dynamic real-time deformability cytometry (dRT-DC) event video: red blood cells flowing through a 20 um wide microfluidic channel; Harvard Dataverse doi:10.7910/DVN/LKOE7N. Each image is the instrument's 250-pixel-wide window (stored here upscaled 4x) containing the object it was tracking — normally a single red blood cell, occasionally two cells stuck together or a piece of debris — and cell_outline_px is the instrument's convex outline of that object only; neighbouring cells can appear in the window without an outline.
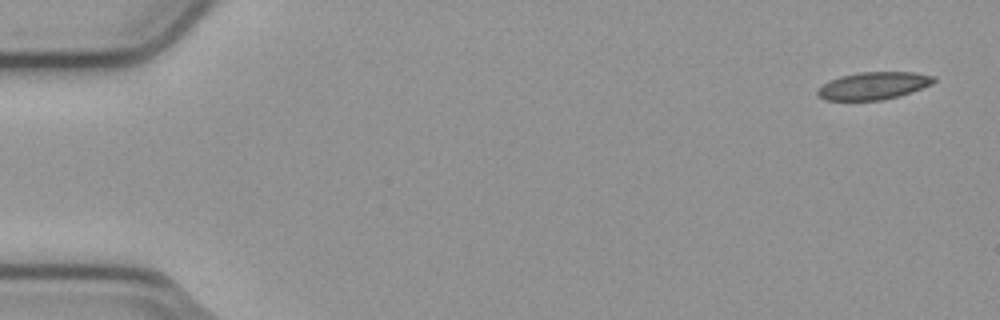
{"species": "common noctule bat (a hibernating species)", "species_latin": "Nyctalus noctula", "temperature_condition": "cold", "stored_images_in_passage": 16, "camera_frame_rate_fps": 3000, "um_per_image_px": 0.085, "animal": {"sex": "male", "body_mass_g": 23.1, "forearm_length_mm": 52.7}, "frame": {"image": 1, "passage_image": 1, "time_ms": 0.0, "image_size_px": [1000, 320], "cell_outline_px": [[936, 80], [932, 84], [912, 92], [900, 96], [880, 100], [824, 100], [816, 92], [824, 84], [840, 76], [860, 72], [912, 72], [936, 76]], "centroid_in_image_um": [74.3, 7.28], "position_along_channel_um": 10.7, "area_um2": 18.5}}
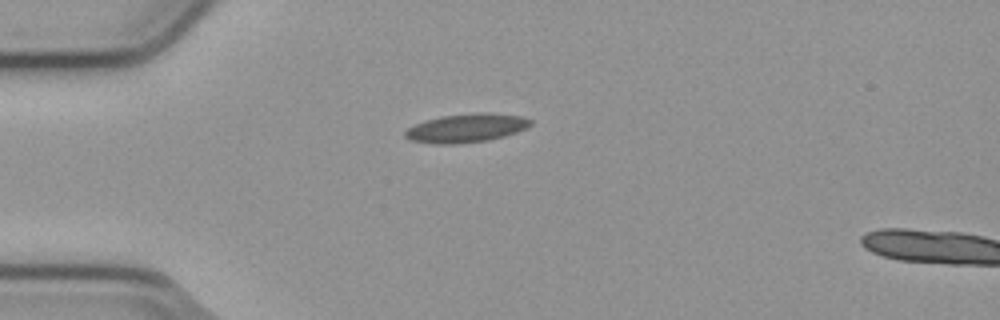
{"frame": {"image": 2, "passage_image": 13, "time_ms": 4.0, "image_size_px": [1000, 320], "cell_outline_px": [[532, 124], [516, 132], [504, 136], [488, 140], [456, 144], [432, 144], [412, 140], [404, 136], [404, 132], [408, 128], [416, 124], [440, 116], [476, 112], [488, 112], [520, 116], [532, 120]], "centroid_in_image_um": [39.63, 10.88], "position_along_channel_um": 45.4, "area_um2": 20.87}}